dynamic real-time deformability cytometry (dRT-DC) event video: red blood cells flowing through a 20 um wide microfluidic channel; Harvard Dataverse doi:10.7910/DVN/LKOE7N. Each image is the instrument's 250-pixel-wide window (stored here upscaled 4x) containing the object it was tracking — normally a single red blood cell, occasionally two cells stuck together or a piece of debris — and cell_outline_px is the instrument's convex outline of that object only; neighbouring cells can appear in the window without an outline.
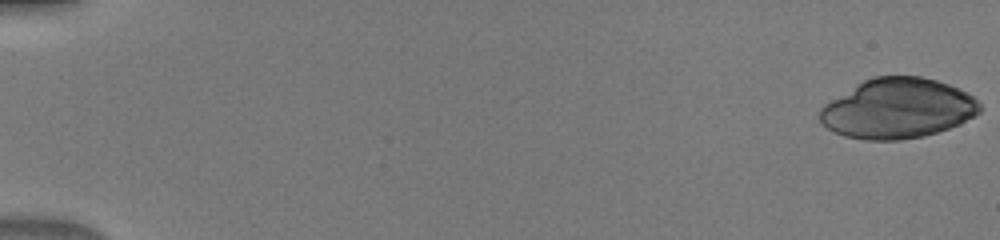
{"species": "human", "species_latin": "Homo sapiens", "temperature_condition": "warm", "stored_images_in_passage": 15, "camera_frame_rate_fps": 3000, "um_per_image_px": 0.085, "donor": {"sex": "male"}, "frame": {"image": 1, "passage_image": 1, "time_ms": 0.0, "image_size_px": [1000, 240], "cell_outline_px": [[980, 112], [960, 124], [924, 136], [900, 140], [864, 140], [844, 136], [828, 128], [820, 120], [820, 108], [828, 100], [864, 80], [872, 76], [920, 76], [936, 80], [948, 84], [968, 92], [980, 104]], "centroid_in_image_um": [76.29, 9.22], "position_along_channel_um": 8.7, "area_um2": 55.95}}
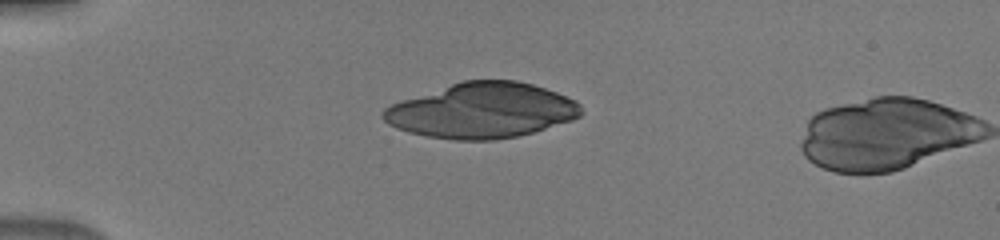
{"frame": {"image": 2, "passage_image": 14, "time_ms": 4.333, "image_size_px": [1000, 240], "cell_outline_px": [[584, 112], [580, 116], [572, 120], [532, 132], [516, 136], [496, 140], [452, 140], [428, 136], [408, 132], [396, 128], [388, 124], [380, 116], [380, 112], [384, 108], [400, 100], [464, 80], [516, 80], [532, 84], [556, 92], [576, 100], [580, 104]], "centroid_in_image_um": [40.95, 9.4], "position_along_channel_um": 44.1, "area_um2": 63.7}}